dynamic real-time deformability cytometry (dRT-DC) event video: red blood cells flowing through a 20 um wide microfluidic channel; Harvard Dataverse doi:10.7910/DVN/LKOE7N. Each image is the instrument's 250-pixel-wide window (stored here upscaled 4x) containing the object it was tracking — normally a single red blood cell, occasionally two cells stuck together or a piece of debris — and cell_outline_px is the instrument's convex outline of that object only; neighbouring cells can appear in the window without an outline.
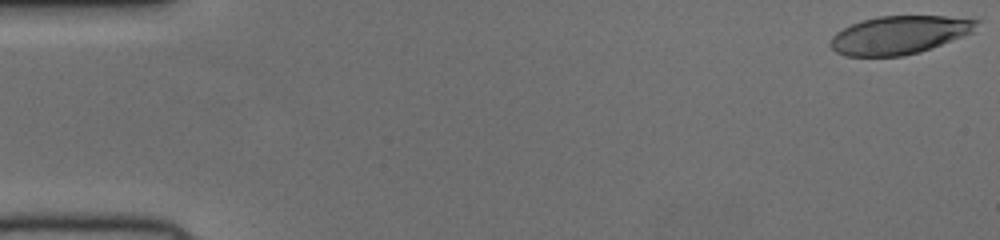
{"species": "human", "species_latin": "Homo sapiens", "temperature_condition": "cold", "stored_images_in_passage": 27, "camera_frame_rate_fps": 3000, "um_per_image_px": 0.085, "donor": {"sex": "female"}, "frame": {"image": 1, "passage_image": 1, "time_ms": 0.0, "image_size_px": [1000, 240], "cell_outline_px": [[980, 20], [972, 32], [920, 52], [900, 56], [844, 56], [836, 52], [828, 44], [832, 36], [836, 32], [852, 24], [876, 16], [944, 16]], "centroid_in_image_um": [76.39, 2.97], "position_along_channel_um": 8.6, "area_um2": 32.25}}
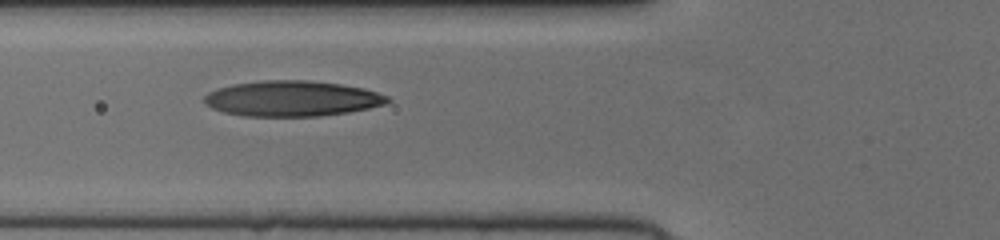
{"frame": {"image": 2, "passage_image": 20, "time_ms": 6.333, "image_size_px": [1000, 240], "cell_outline_px": [[392, 100], [388, 104], [348, 112], [320, 116], [244, 116], [224, 112], [212, 108], [204, 104], [204, 96], [208, 92], [232, 84], [264, 80], [308, 80], [340, 84], [364, 88], [388, 96]], "centroid_in_image_um": [24.84, 8.38], "position_along_channel_um": 101.0, "area_um2": 38.03}}
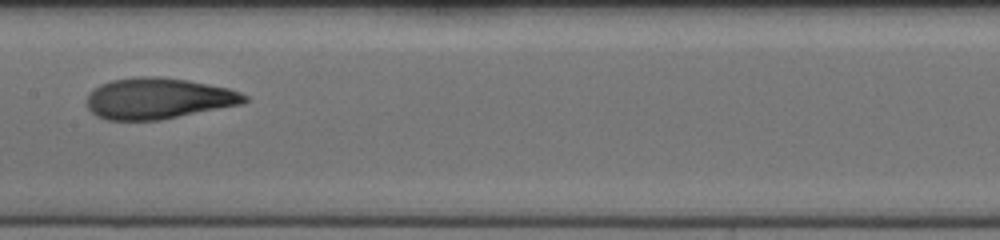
{"frame": {"image": 3, "passage_image": 27, "time_ms": 8.667, "image_size_px": [1000, 240], "cell_outline_px": [[248, 100], [244, 104], [160, 120], [108, 120], [96, 116], [88, 108], [88, 92], [100, 84], [112, 80], [140, 76], [160, 76], [188, 80], [228, 88], [240, 92], [248, 96]], "centroid_in_image_um": [13.47, 8.37], "position_along_channel_um": 193.9, "area_um2": 37.92}}